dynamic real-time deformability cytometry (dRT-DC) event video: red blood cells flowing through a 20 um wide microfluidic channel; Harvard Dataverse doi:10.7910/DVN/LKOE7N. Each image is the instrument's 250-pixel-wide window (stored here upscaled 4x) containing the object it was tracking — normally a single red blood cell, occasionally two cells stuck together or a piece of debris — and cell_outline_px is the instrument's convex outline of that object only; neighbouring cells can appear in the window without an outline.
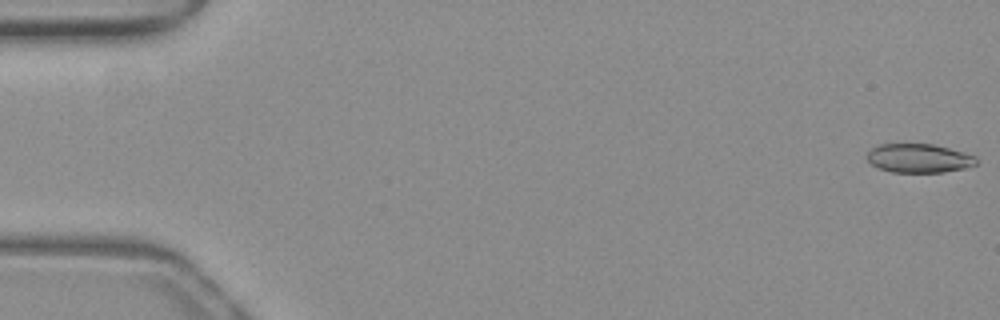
{"species": "common noctule bat (a hibernating species)", "species_latin": "Nyctalus noctula", "temperature_condition": "warm", "stored_images_in_passage": 52, "camera_frame_rate_fps": 3000, "um_per_image_px": 0.085, "animal": {"sex": "female", "body_mass_g": 19.3, "forearm_length_mm": 54.1}, "frame": {"image": 1, "passage_image": 1, "time_ms": 0.0, "image_size_px": [1000, 320], "cell_outline_px": [[976, 164], [964, 168], [944, 172], [892, 172], [880, 168], [872, 164], [868, 160], [868, 152], [872, 148], [880, 144], [936, 144], [976, 156]], "centroid_in_image_um": [78.12, 13.44], "position_along_channel_um": 6.9, "area_um2": 18.21}}
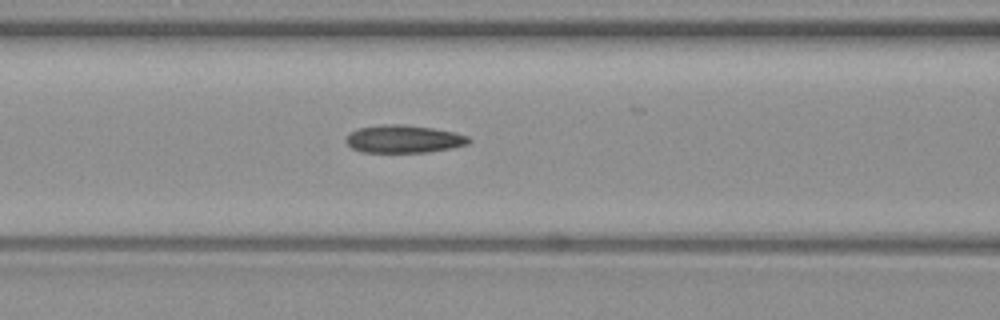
{"frame": {"image": 2, "passage_image": 22, "time_ms": 7.0, "image_size_px": [1000, 320], "cell_outline_px": [[472, 140], [468, 144], [452, 148], [428, 152], [360, 152], [352, 148], [344, 140], [352, 132], [360, 128], [384, 124], [400, 124], [432, 128], [452, 132], [468, 136]], "centroid_in_image_um": [34.33, 11.82], "position_along_channel_um": 132.3, "area_um2": 19.71}}
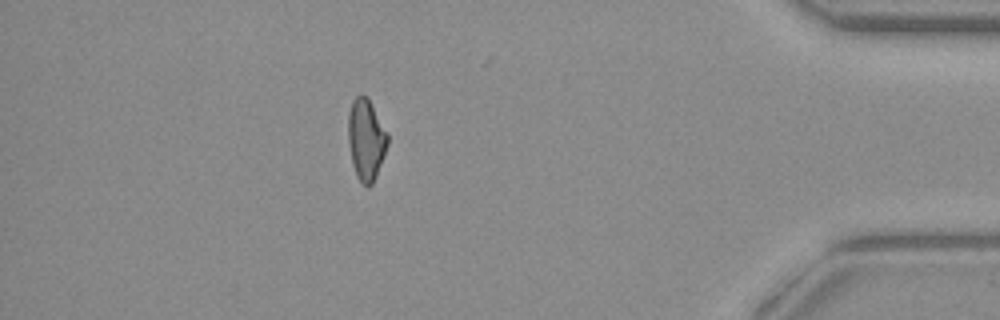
{"frame": {"image": 3, "passage_image": 46, "time_ms": 15.0, "image_size_px": [1000, 320], "cell_outline_px": [[388, 144], [384, 156], [376, 176], [372, 184], [368, 188], [356, 176], [352, 164], [348, 144], [348, 112], [352, 100], [360, 92], [368, 96], [388, 132]], "centroid_in_image_um": [31.11, 11.8], "position_along_channel_um": 404.1, "area_um2": 19.13}, "authors_computed_cell_mechanics": {"area_um2": 19.1896, "velocity_mm_per_s": 3.9973, "shape_relaxation_time_tau1_ms": 6.4359, "shape_relaxation_time_tau2_ms": 3.3273, "deformation_change_tau1": 0.1848, "deformation_change_tau2": 0.122}}